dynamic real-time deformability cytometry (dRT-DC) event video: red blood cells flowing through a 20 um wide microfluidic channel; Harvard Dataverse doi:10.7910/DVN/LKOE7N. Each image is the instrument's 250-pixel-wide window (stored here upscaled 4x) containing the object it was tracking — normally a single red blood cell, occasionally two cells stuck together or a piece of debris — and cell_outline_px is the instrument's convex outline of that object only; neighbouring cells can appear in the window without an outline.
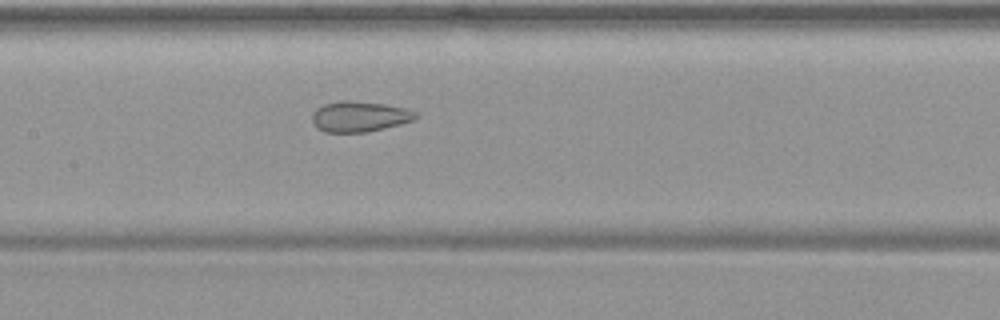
{"species": "common noctule bat (a hibernating species)", "species_latin": "Nyctalus noctula", "temperature_condition": "warm", "stored_images_in_passage": 38, "camera_frame_rate_fps": 3000, "um_per_image_px": 0.085, "animal": {"sex": "female", "body_mass_g": 19.9}, "frame": {"image": 1, "passage_image": 12, "time_ms": 3.667, "image_size_px": [1000, 320], "cell_outline_px": [[420, 116], [416, 120], [368, 132], [324, 132], [316, 128], [312, 120], [312, 112], [316, 108], [324, 104], [340, 100], [348, 100], [384, 104], [408, 108], [420, 112]], "centroid_in_image_um": [30.6, 9.9], "position_along_channel_um": 176.8, "area_um2": 18.84}}
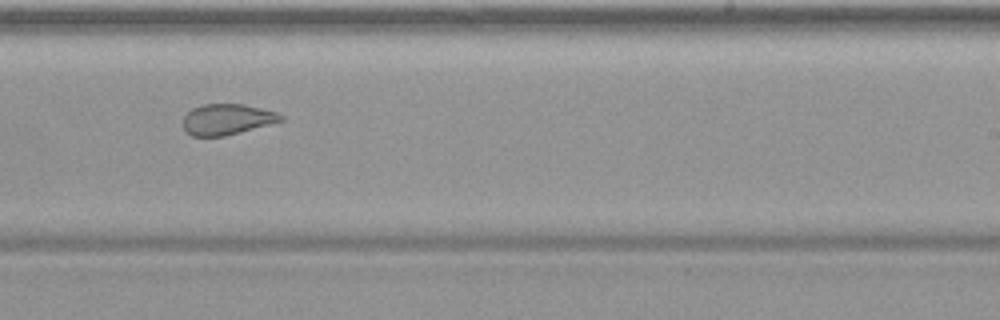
{"frame": {"image": 2, "passage_image": 19, "time_ms": 6.0, "image_size_px": [1000, 320], "cell_outline_px": [[284, 120], [240, 132], [224, 136], [192, 136], [184, 132], [184, 116], [192, 108], [204, 104], [244, 104], [276, 112], [284, 116]], "centroid_in_image_um": [19.28, 10.14], "position_along_channel_um": 269.7, "area_um2": 17.46}}
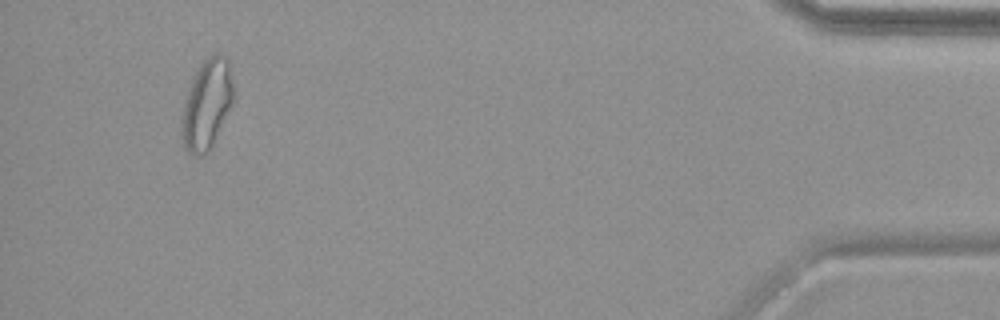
{"frame": {"image": 3, "passage_image": 35, "time_ms": 11.333, "image_size_px": [1000, 320], "cell_outline_px": [[236, 92], [232, 104], [212, 148], [204, 156], [200, 156], [188, 152], [180, 136], [180, 116], [192, 80], [200, 64], [208, 56], [216, 52], [228, 56], [236, 88]], "centroid_in_image_um": [17.62, 8.85], "position_along_channel_um": 417.6, "area_um2": 27.92}}